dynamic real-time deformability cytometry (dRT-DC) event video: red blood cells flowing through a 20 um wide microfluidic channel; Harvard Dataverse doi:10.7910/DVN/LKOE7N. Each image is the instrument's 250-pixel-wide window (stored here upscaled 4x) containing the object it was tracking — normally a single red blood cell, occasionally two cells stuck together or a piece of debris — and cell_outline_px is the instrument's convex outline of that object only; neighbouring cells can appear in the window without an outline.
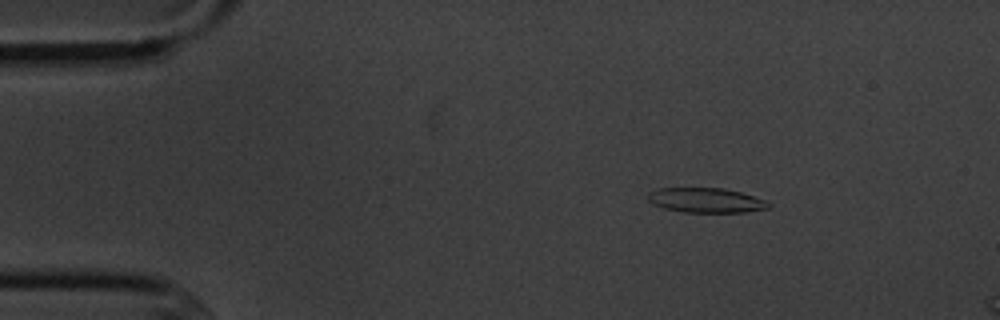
{"species": "common noctule bat (a hibernating species)", "species_latin": "Nyctalus noctula", "temperature_condition": "cold", "stored_images_in_passage": 5, "camera_frame_rate_fps": 3000, "um_per_image_px": 0.085, "animal": {"sex": "male", "body_mass_g": 20.1, "forearm_length_mm": 53.5}, "frame": {"image": 1, "passage_image": 3, "time_ms": 2.333, "image_size_px": [1000, 320], "cell_outline_px": [[772, 204], [768, 208], [744, 212], [684, 212], [664, 208], [652, 204], [648, 200], [648, 192], [660, 188], [724, 188], [740, 192], [764, 200]], "centroid_in_image_um": [59.98, 17.02], "position_along_channel_um": 25.0, "area_um2": 17.28}}